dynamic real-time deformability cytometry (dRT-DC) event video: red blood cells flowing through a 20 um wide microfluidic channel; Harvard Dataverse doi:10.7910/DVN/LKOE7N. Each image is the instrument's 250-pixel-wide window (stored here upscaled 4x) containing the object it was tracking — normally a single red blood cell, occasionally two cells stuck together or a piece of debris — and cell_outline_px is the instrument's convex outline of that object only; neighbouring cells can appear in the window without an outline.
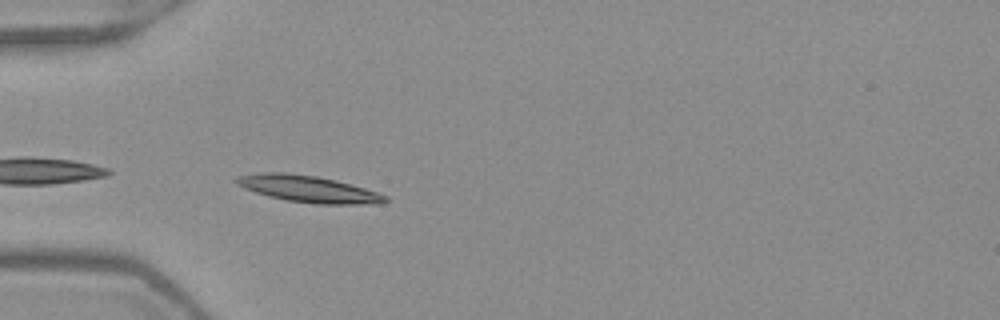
{"species": "Egyptian fruit bat (a non-hibernating species)", "species_latin": "Rousettus aegyptiacus", "temperature_condition": "warm", "stored_images_in_passage": 37, "camera_frame_rate_fps": 3000, "um_per_image_px": 0.085, "frame": {"image": 1, "passage_image": 1, "time_ms": 0.0, "image_size_px": [1000, 320], "cell_outline_px": [[388, 200], [380, 204], [316, 204], [288, 200], [268, 196], [244, 188], [236, 184], [232, 180], [236, 176], [264, 172], [284, 172], [316, 176], [336, 180], [364, 188], [388, 196]], "centroid_in_image_um": [26.19, 16.06], "position_along_channel_um": 58.8, "area_um2": 23.12}}
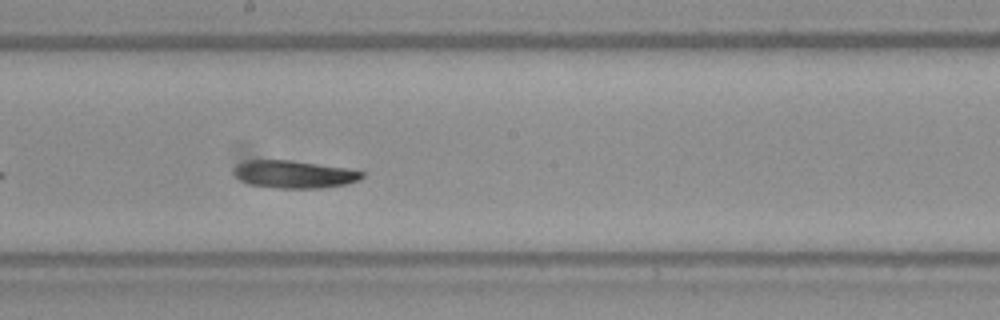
{"frame": {"image": 2, "passage_image": 14, "time_ms": 4.333, "image_size_px": [1000, 320], "cell_outline_px": [[364, 176], [360, 180], [344, 184], [324, 188], [272, 188], [252, 184], [240, 180], [232, 172], [236, 164], [244, 160], [292, 160], [348, 168], [364, 172]], "centroid_in_image_um": [24.99, 14.81], "position_along_channel_um": 223.2, "area_um2": 20.81}}
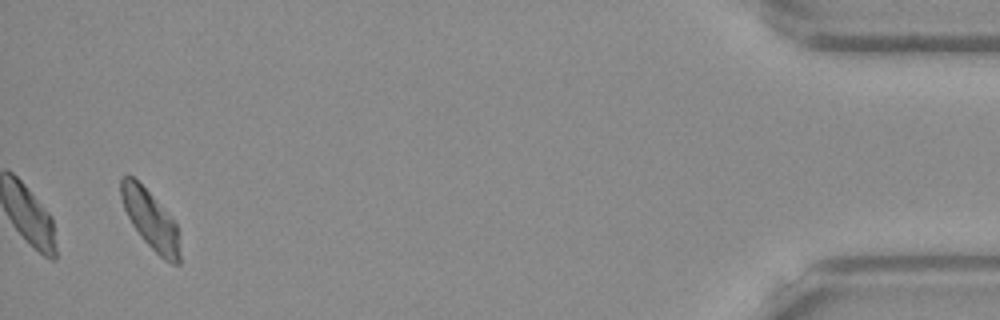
{"frame": {"image": 3, "passage_image": 35, "time_ms": 11.333, "image_size_px": [1000, 320], "cell_outline_px": [[180, 264], [172, 264], [164, 260], [140, 236], [132, 224], [124, 208], [120, 196], [120, 180], [124, 176], [132, 176], [172, 216], [176, 224], [180, 256]], "centroid_in_image_um": [12.79, 18.69], "position_along_channel_um": 422.4, "area_um2": 19.77}, "authors_computed_cell_mechanics": {"area_um2": 20.519, "velocity_mm_per_s": 3.9324, "shape_relaxation_time_tau1_ms": 4.7321, "shape_relaxation_time_tau2_ms": 6.1375, "deformation_change_tau1": 0.1314, "deformation_change_tau2": 0.0947}}